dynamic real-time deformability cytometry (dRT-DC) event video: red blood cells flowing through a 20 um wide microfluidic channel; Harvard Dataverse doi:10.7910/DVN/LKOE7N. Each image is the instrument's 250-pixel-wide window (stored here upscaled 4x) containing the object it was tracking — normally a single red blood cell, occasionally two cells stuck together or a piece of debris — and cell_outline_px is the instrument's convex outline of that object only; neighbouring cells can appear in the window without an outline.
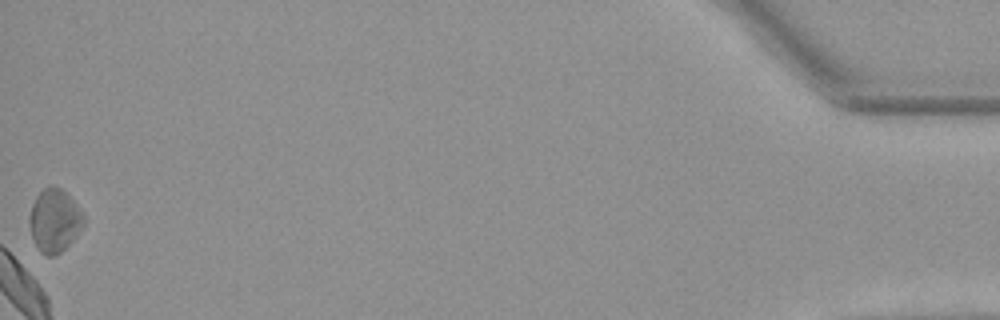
{"species": "Egyptian fruit bat (a non-hibernating species)", "species_latin": "Rousettus aegyptiacus", "temperature_condition": "warm", "stored_images_in_passage": 41, "camera_frame_rate_fps": 3000, "um_per_image_px": 0.085, "animal": {"sex": "female"}, "frame": {"image": 1, "passage_image": 41, "time_ms": 13.333, "image_size_px": [1000, 320], "cell_outline_px": [[84, 224], [76, 236], [56, 256], [48, 256], [40, 252], [32, 236], [28, 224], [28, 216], [32, 204], [36, 196], [44, 188], [52, 184], [60, 188], [76, 204], [84, 216]], "centroid_in_image_um": [4.6, 18.74], "position_along_channel_um": 430.6, "area_um2": 19.83}, "authors_computed_cell_mechanics": {"area_um2": 20.5768, "velocity_mm_per_s": 3.861, "shape_relaxation_time_tau1_ms": 3.9083, "shape_relaxation_time_tau2_ms": 5.6555, "deformation_change_tau1": 0.1393, "deformation_change_tau2": 0.0889}}